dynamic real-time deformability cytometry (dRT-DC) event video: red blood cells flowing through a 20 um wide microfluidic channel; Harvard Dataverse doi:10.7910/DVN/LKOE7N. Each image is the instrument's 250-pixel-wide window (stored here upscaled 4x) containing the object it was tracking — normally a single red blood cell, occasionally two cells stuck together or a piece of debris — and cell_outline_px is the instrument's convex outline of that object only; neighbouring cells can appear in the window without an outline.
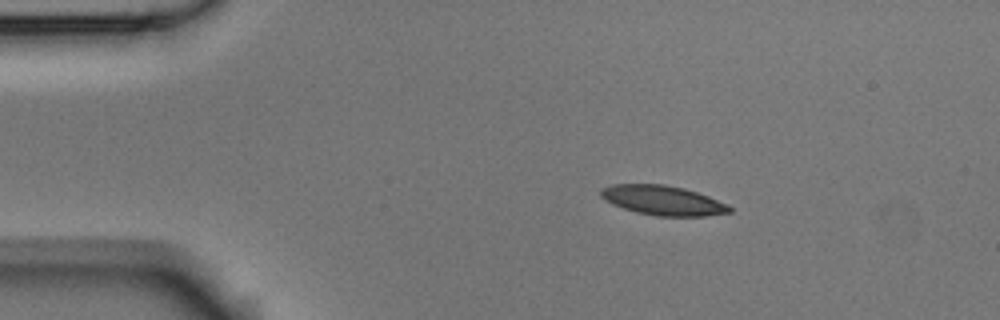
{"species": "Egyptian fruit bat (a non-hibernating species)", "species_latin": "Rousettus aegyptiacus", "temperature_condition": "room temperature", "stored_images_in_passage": 4, "camera_frame_rate_fps": 3000, "um_per_image_px": 0.085, "animal": {"sex": "male"}, "frame": {"image": 1, "passage_image": 2, "time_ms": 0.333, "image_size_px": [1000, 320], "cell_outline_px": [[732, 212], [708, 216], [656, 216], [636, 212], [612, 204], [604, 200], [600, 196], [600, 188], [612, 184], [664, 184], [684, 188], [708, 196], [728, 204], [732, 208]], "centroid_in_image_um": [56.34, 17.03], "position_along_channel_um": 28.7, "area_um2": 22.37}}
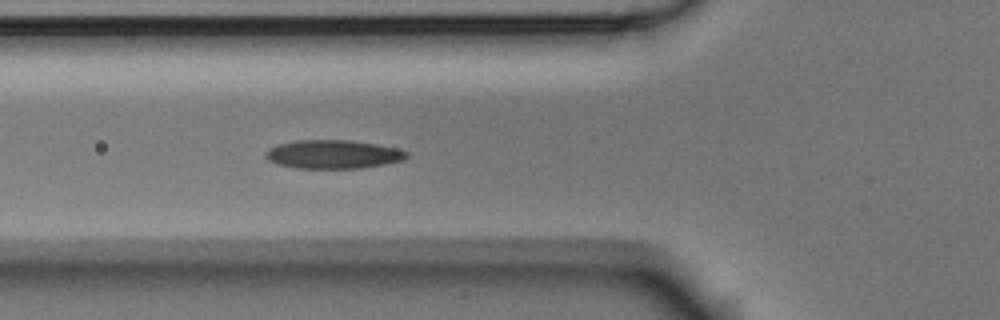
{"frame": {"image": 2, "passage_image": 4, "time_ms": 1.0, "image_size_px": [1000, 320], "cell_outline_px": [[408, 156], [404, 160], [384, 164], [360, 168], [296, 168], [276, 164], [268, 160], [264, 156], [264, 152], [268, 148], [276, 144], [296, 140], [352, 140], [376, 144], [396, 148], [408, 152]], "centroid_in_image_um": [28.26, 13.11], "position_along_channel_um": 97.5, "area_um2": 23.7}}